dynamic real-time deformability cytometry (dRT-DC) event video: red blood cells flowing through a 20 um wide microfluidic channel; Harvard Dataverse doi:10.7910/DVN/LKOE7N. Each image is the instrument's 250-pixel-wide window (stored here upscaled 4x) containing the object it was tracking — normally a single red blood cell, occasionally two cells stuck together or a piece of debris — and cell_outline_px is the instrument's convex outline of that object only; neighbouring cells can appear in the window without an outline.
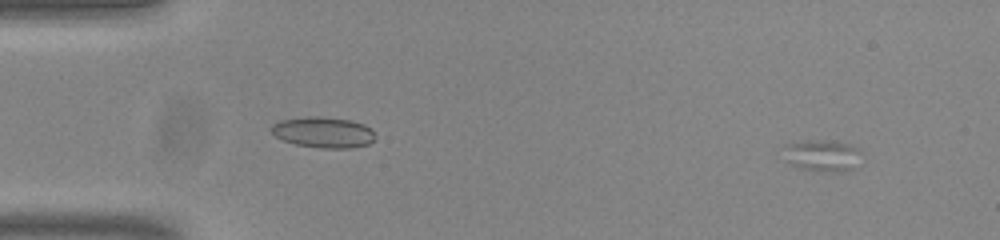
{"species": "common noctule bat (a hibernating species)", "species_latin": "Nyctalus noctula", "temperature_condition": "room temperature", "stored_images_in_passage": 42, "camera_frame_rate_fps": 3000, "um_per_image_px": 0.085, "animal": {"sex": "male", "body_mass_g": 20.0, "forearm_length_mm": 53.3}, "frame": {"image": 1, "passage_image": 4, "time_ms": 1.0, "image_size_px": [1000, 240], "cell_outline_px": [[860, 152], [852, 168], [844, 172], [820, 172], [800, 168], [792, 164], [788, 160], [784, 148], [784, 144], [808, 140], [836, 140], [852, 144], [860, 148]], "centroid_in_image_um": [69.91, 13.2], "position_along_channel_um": 15.1, "area_um2": 14.39}}